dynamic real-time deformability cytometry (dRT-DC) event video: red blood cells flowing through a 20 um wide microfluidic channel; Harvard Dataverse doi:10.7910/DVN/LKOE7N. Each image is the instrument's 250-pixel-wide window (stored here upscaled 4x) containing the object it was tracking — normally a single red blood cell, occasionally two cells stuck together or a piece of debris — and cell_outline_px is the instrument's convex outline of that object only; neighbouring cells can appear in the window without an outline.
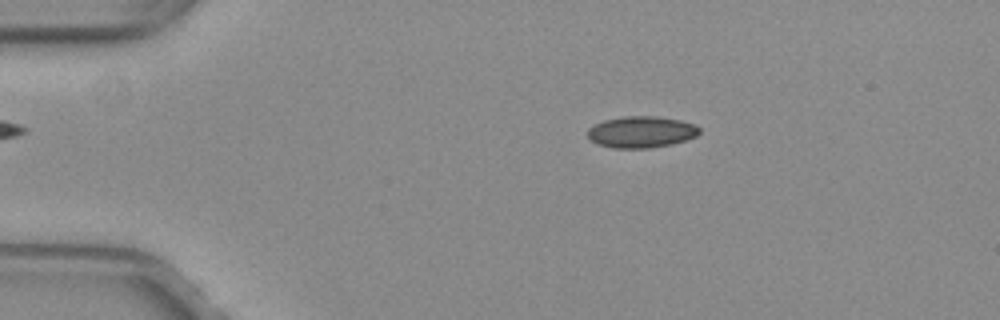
{"species": "common noctule bat (a hibernating species)", "species_latin": "Nyctalus noctula", "temperature_condition": "warm", "stored_images_in_passage": 52, "camera_frame_rate_fps": 3000, "um_per_image_px": 0.085, "animal": {"sex": "female", "body_mass_g": 29.2, "forearm_length_mm": 56.3}, "frame": {"image": 1, "passage_image": 10, "time_ms": 3.0, "image_size_px": [1000, 320], "cell_outline_px": [[700, 132], [696, 136], [672, 144], [648, 148], [612, 148], [600, 144], [592, 140], [588, 136], [588, 128], [604, 120], [624, 116], [656, 116], [680, 120], [696, 124], [700, 128]], "centroid_in_image_um": [54.54, 11.21], "position_along_channel_um": 30.5, "area_um2": 20.4}}
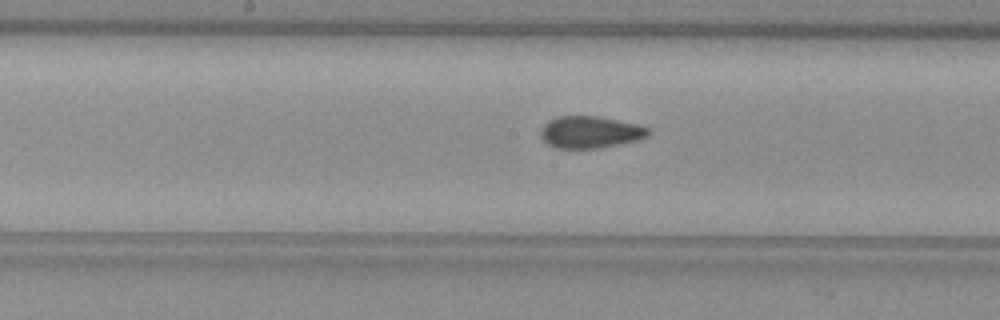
{"frame": {"image": 2, "passage_image": 27, "time_ms": 8.667, "image_size_px": [1000, 320], "cell_outline_px": [[652, 132], [648, 136], [636, 140], [600, 148], [556, 148], [548, 144], [540, 136], [540, 128], [548, 120], [556, 116], [596, 116], [640, 124], [648, 128]], "centroid_in_image_um": [50.16, 11.22], "position_along_channel_um": 198.0, "area_um2": 20.17}}
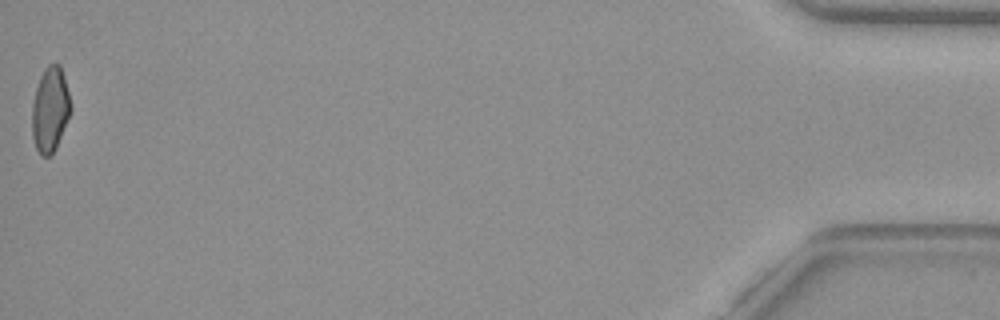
{"frame": {"image": 3, "passage_image": 52, "time_ms": 17.0, "image_size_px": [1000, 320], "cell_outline_px": [[72, 108], [56, 148], [48, 156], [40, 156], [36, 148], [32, 136], [32, 104], [36, 88], [40, 76], [44, 68], [48, 64], [60, 64], [68, 92]], "centroid_in_image_um": [4.25, 9.31], "position_along_channel_um": 431.0, "area_um2": 19.02}, "authors_computed_cell_mechanics": {"area_um2": 20.0277, "velocity_mm_per_s": 4.0007, "shape_relaxation_time_tau1_ms": null, "shape_relaxation_time_tau2_ms": 1.4494, "deformation_change_tau1": null, "deformation_change_tau2": 0.0593}}